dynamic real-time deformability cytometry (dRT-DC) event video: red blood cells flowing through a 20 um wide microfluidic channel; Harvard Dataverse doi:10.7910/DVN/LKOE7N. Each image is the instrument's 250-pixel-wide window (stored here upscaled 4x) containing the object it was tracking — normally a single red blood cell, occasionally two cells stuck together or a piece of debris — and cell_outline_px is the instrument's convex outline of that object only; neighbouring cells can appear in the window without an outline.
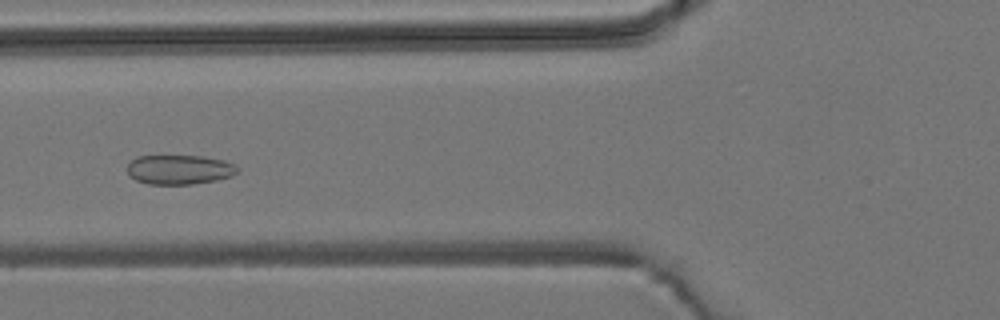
{"species": "common noctule bat (a hibernating species)", "species_latin": "Nyctalus noctula", "temperature_condition": "room temperature", "stored_images_in_passage": 50, "camera_frame_rate_fps": 3000, "um_per_image_px": 0.085, "animal": {"sex": "male", "body_mass_g": 19.2, "forearm_length_mm": 51.8}, "frame": {"image": 1, "passage_image": 16, "time_ms": 5.0, "image_size_px": [1000, 320], "cell_outline_px": [[240, 168], [232, 176], [216, 180], [192, 184], [148, 184], [136, 180], [128, 176], [128, 164], [136, 156], [204, 156], [224, 160]], "centroid_in_image_um": [15.24, 14.41], "position_along_channel_um": 110.6, "area_um2": 18.96}}
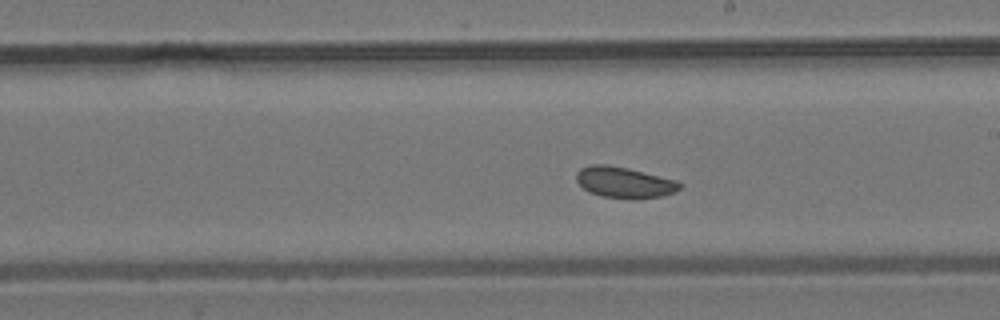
{"frame": {"image": 2, "passage_image": 26, "time_ms": 8.333, "image_size_px": [1000, 320], "cell_outline_px": [[684, 184], [676, 192], [664, 196], [636, 200], [632, 200], [600, 196], [588, 192], [576, 180], [576, 172], [580, 168], [588, 164], [608, 164], [628, 168], [676, 180]], "centroid_in_image_um": [53.08, 15.52], "position_along_channel_um": 235.9, "area_um2": 19.19}}
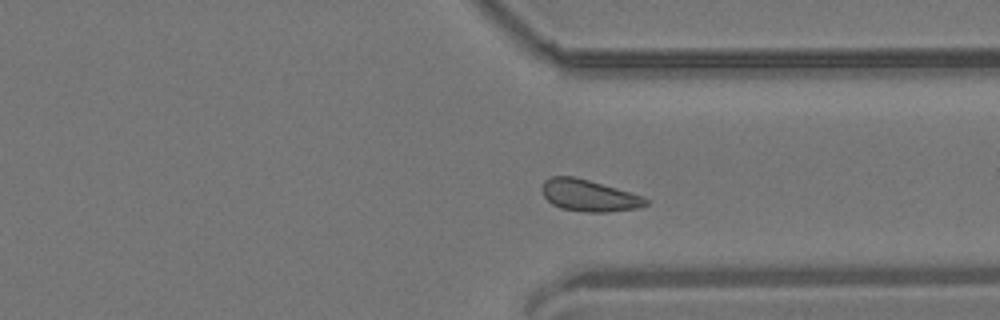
{"frame": {"image": 3, "passage_image": 36, "time_ms": 11.667, "image_size_px": [1000, 320], "cell_outline_px": [[648, 204], [640, 208], [608, 212], [588, 212], [560, 208], [552, 204], [544, 196], [540, 188], [544, 180], [552, 176], [572, 176], [588, 180], [644, 196], [648, 200]], "centroid_in_image_um": [50.06, 16.62], "position_along_channel_um": 361.3, "area_um2": 19.19}, "authors_computed_cell_mechanics": {"area_um2": 18.9873, "velocity_mm_per_s": 3.7641, "shape_relaxation_time_tau1_ms": null, "shape_relaxation_time_tau2_ms": 2.9701, "deformation_change_tau1": null, "deformation_change_tau2": 0.0818}}